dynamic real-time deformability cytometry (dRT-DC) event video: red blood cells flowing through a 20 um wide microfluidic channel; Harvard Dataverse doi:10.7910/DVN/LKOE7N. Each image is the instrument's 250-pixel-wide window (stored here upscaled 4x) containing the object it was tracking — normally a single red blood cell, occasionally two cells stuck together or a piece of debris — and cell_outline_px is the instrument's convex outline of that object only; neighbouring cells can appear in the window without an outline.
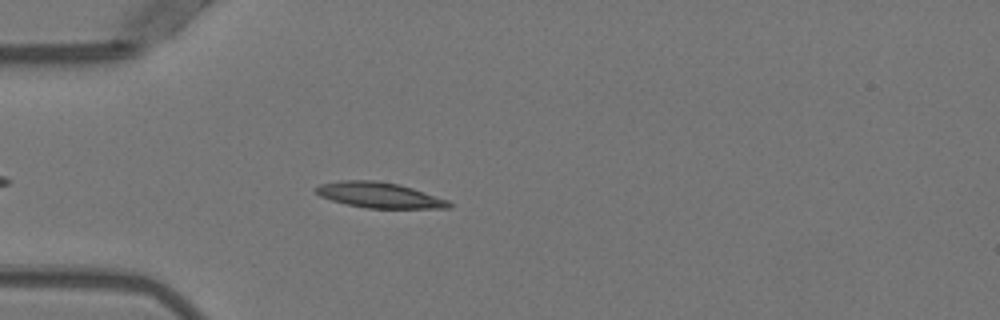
{"species": "Egyptian fruit bat (a non-hibernating species)", "species_latin": "Rousettus aegyptiacus", "temperature_condition": "warm", "stored_images_in_passage": 38, "camera_frame_rate_fps": 3000, "um_per_image_px": 0.085, "animal": {"sex": "female"}, "frame": {"image": 1, "passage_image": 6, "time_ms": 1.667, "image_size_px": [1000, 320], "cell_outline_px": [[452, 208], [368, 208], [348, 204], [332, 200], [320, 196], [312, 188], [320, 184], [340, 180], [376, 180], [400, 184], [448, 200], [452, 204]], "centroid_in_image_um": [32.23, 16.57], "position_along_channel_um": 52.8, "area_um2": 19.77}}
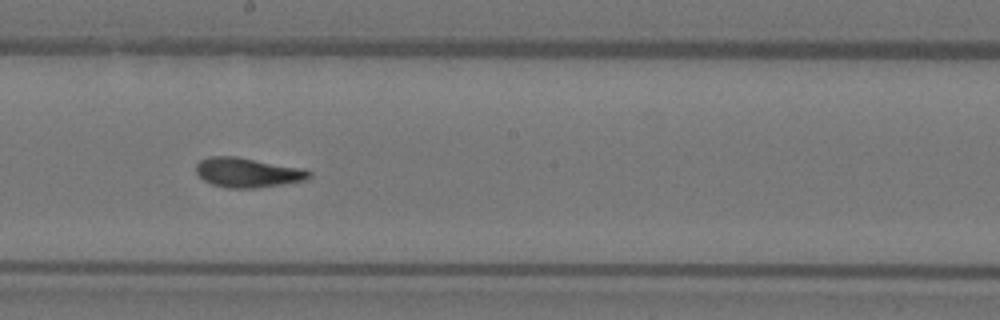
{"frame": {"image": 2, "passage_image": 20, "time_ms": 6.333, "image_size_px": [1000, 320], "cell_outline_px": [[312, 176], [308, 180], [284, 184], [256, 188], [228, 188], [212, 184], [204, 180], [196, 172], [196, 164], [200, 160], [208, 156], [236, 156], [304, 168], [312, 172]], "centroid_in_image_um": [21.09, 14.66], "position_along_channel_um": 227.1, "area_um2": 19.77}}
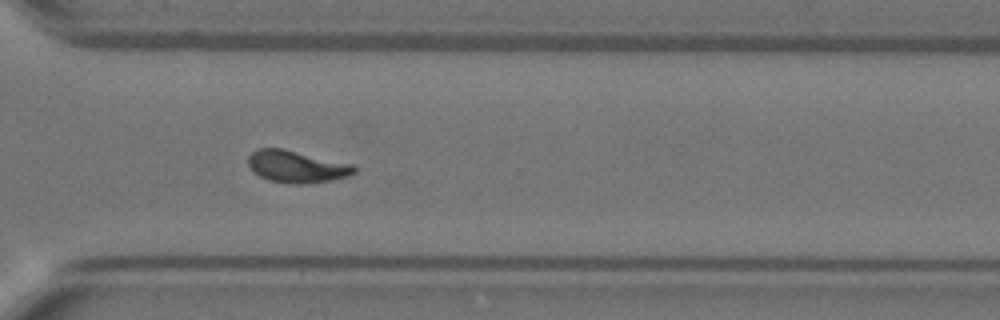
{"frame": {"image": 3, "passage_image": 29, "time_ms": 9.333, "image_size_px": [1000, 320], "cell_outline_px": [[356, 172], [348, 176], [332, 180], [308, 184], [292, 184], [268, 180], [252, 172], [248, 164], [248, 156], [256, 148], [280, 148], [352, 164], [356, 168]], "centroid_in_image_um": [25.18, 14.17], "position_along_channel_um": 345.4, "area_um2": 19.83}, "authors_computed_cell_mechanics": {"area_um2": 19.074, "velocity_mm_per_s": 3.9552, "shape_relaxation_time_tau1_ms": 7.4266, "shape_relaxation_time_tau2_ms": 1.735, "deformation_change_tau1": 0.2487, "deformation_change_tau2": 0.0773}}